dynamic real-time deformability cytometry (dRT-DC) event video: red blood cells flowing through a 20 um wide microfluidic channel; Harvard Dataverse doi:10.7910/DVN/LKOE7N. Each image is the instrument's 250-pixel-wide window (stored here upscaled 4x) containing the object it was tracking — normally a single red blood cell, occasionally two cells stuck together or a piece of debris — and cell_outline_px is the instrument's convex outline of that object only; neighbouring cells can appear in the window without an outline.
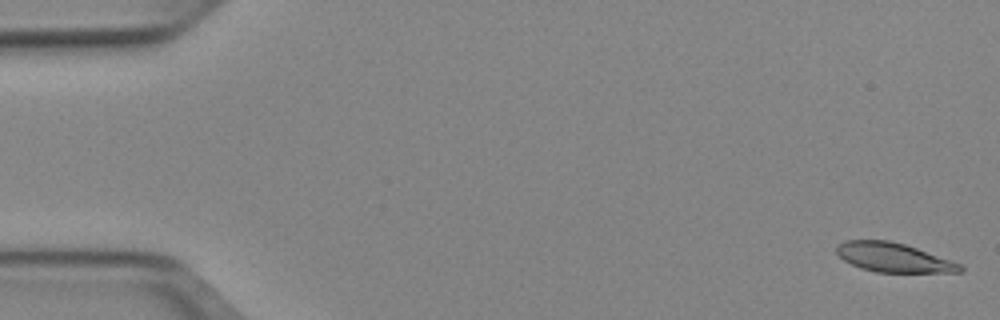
{"species": "Egyptian fruit bat (a non-hibernating species)", "species_latin": "Rousettus aegyptiacus", "temperature_condition": "cold", "stored_images_in_passage": 51, "camera_frame_rate_fps": 3000, "um_per_image_px": 0.085, "animal": {"sex": "female"}, "frame": {"image": 1, "passage_image": 1, "time_ms": 0.0, "image_size_px": [1000, 320], "cell_outline_px": [[964, 272], [876, 272], [860, 268], [844, 260], [836, 252], [836, 244], [844, 240], [888, 240], [904, 244], [916, 248], [960, 264], [964, 268]], "centroid_in_image_um": [75.9, 21.88], "position_along_channel_um": 9.1, "area_um2": 20.81}}
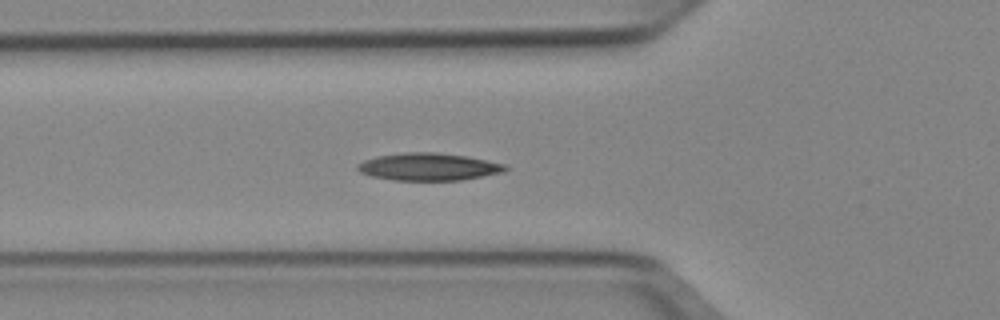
{"frame": {"image": 2, "passage_image": 18, "time_ms": 5.667, "image_size_px": [1000, 320], "cell_outline_px": [[508, 168], [504, 172], [460, 180], [396, 180], [372, 176], [360, 172], [356, 168], [364, 160], [376, 156], [404, 152], [436, 152], [468, 156], [508, 164]], "centroid_in_image_um": [36.48, 14.16], "position_along_channel_um": 89.3, "area_um2": 23.64}}
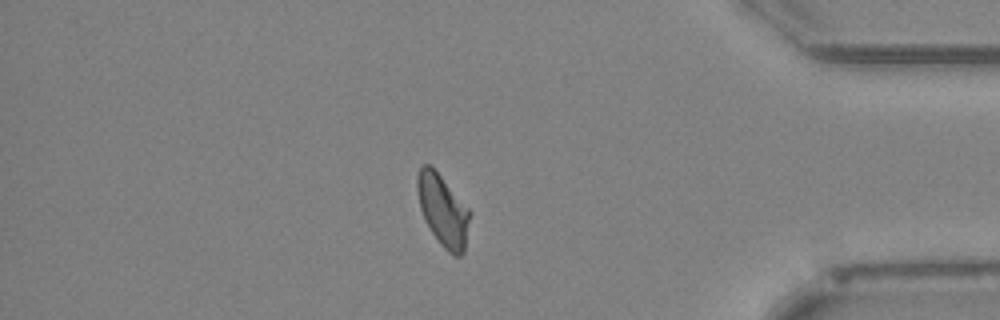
{"frame": {"image": 3, "passage_image": 44, "time_ms": 14.333, "image_size_px": [1000, 320], "cell_outline_px": [[472, 212], [464, 252], [460, 256], [452, 256], [440, 244], [432, 232], [420, 208], [416, 188], [416, 176], [420, 168], [424, 164], [428, 164], [440, 176]], "centroid_in_image_um": [37.67, 17.92], "position_along_channel_um": 397.5, "area_um2": 21.68}, "authors_computed_cell_mechanics": {"area_um2": 21.964, "velocity_mm_per_s": 3.926, "shape_relaxation_time_tau1_ms": null, "shape_relaxation_time_tau2_ms": 5.3194, "deformation_change_tau1": null, "deformation_change_tau2": 0.1119}}